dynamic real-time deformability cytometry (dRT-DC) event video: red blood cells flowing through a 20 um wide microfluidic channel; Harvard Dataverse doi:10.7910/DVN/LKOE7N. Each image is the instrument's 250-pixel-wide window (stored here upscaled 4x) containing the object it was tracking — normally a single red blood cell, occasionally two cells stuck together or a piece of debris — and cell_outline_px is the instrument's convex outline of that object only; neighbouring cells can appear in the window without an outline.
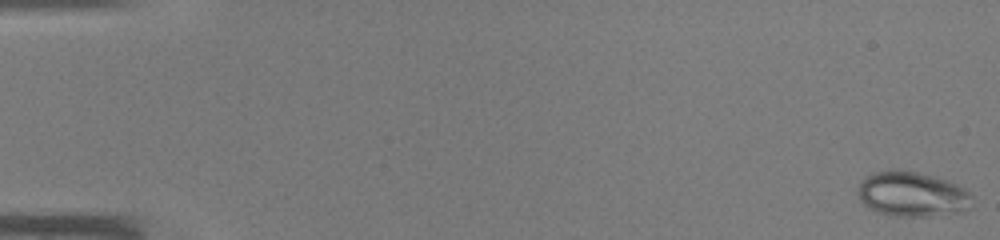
{"species": "common noctule bat (a hibernating species)", "species_latin": "Nyctalus noctula", "temperature_condition": "warm", "stored_images_in_passage": 47, "camera_frame_rate_fps": 3000, "um_per_image_px": 0.085, "animal": {"sex": "male", "body_mass_g": 19.0, "forearm_length_mm": 50.8}, "frame": {"image": 1, "passage_image": 1, "time_ms": 0.0, "image_size_px": [1000, 240], "cell_outline_px": [[972, 196], [968, 208], [960, 212], [928, 216], [896, 216], [880, 212], [868, 208], [860, 200], [856, 192], [864, 176], [872, 172], [892, 168], [900, 168], [948, 180], [964, 188]], "centroid_in_image_um": [77.48, 16.47], "position_along_channel_um": 7.5, "area_um2": 30.11}}
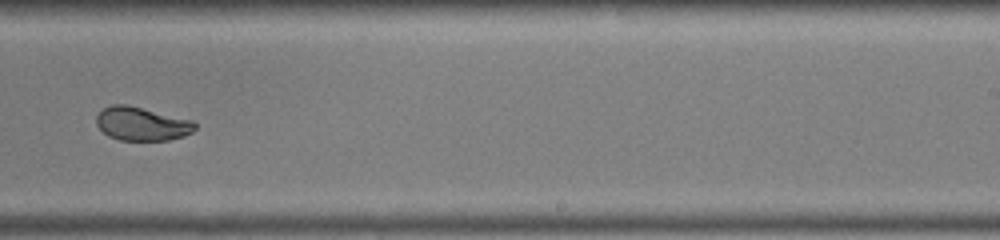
{"frame": {"image": 2, "passage_image": 30, "time_ms": 9.667, "image_size_px": [1000, 240], "cell_outline_px": [[196, 128], [192, 132], [184, 136], [168, 140], [120, 140], [108, 136], [96, 124], [96, 116], [104, 108], [112, 104], [128, 104], [192, 120], [196, 124]], "centroid_in_image_um": [12.05, 10.52], "position_along_channel_um": 276.9, "area_um2": 19.31}}
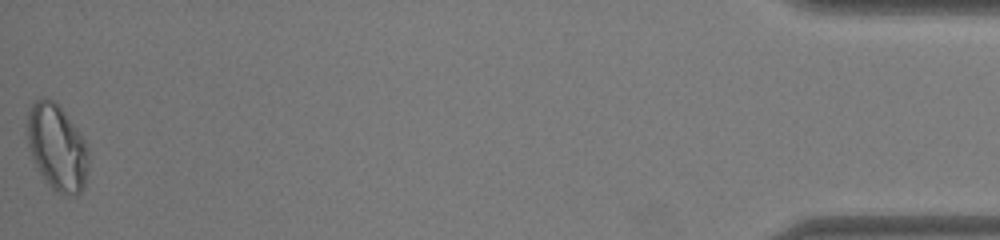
{"frame": {"image": 3, "passage_image": 46, "time_ms": 15.0, "image_size_px": [1000, 240], "cell_outline_px": [[88, 168], [84, 188], [76, 196], [72, 196], [56, 192], [48, 184], [32, 160], [28, 144], [28, 112], [32, 104], [36, 100], [56, 100], [80, 132], [88, 148]], "centroid_in_image_um": [4.87, 12.55], "position_along_channel_um": 430.3, "area_um2": 30.75}}